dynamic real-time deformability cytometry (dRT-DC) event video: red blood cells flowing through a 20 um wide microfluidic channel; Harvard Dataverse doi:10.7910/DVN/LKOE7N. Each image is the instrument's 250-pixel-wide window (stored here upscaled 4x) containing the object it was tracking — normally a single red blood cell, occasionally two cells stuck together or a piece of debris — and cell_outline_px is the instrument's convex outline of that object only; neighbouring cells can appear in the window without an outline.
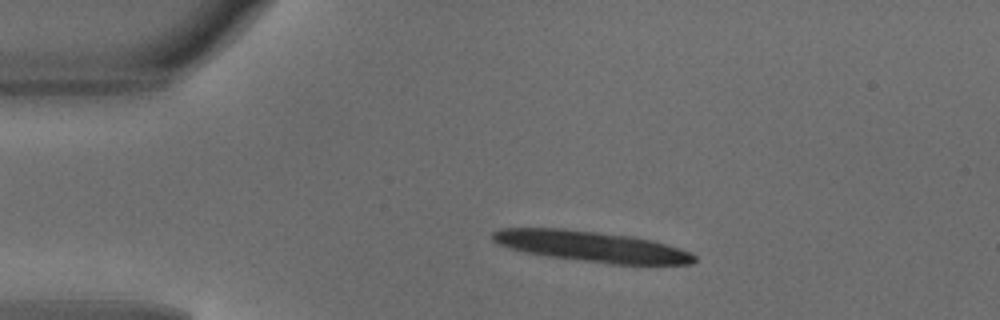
{"species": "common noctule bat (a hibernating species)", "species_latin": "Nyctalus noctula", "temperature_condition": "warm", "stored_images_in_passage": 23, "camera_frame_rate_fps": 3000, "um_per_image_px": 0.085, "animal": {"sex": "male", "body_mass_g": 18.8}, "frame": {"image": 1, "passage_image": 1, "time_ms": 0.0, "image_size_px": [1000, 320], "cell_outline_px": [[696, 260], [692, 264], [608, 264], [548, 256], [524, 252], [508, 248], [496, 244], [492, 240], [492, 232], [500, 228], [564, 228], [632, 236], [652, 240], [680, 248], [692, 252], [696, 256]], "centroid_in_image_um": [50.25, 20.94], "position_along_channel_um": 34.7, "area_um2": 36.3}}
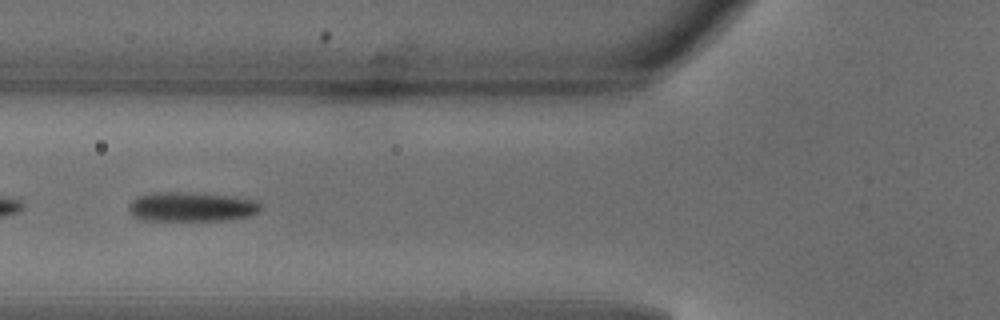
{"frame": {"image": 2, "passage_image": 10, "time_ms": 3.0, "image_size_px": [1000, 320], "cell_outline_px": [[260, 212], [252, 216], [224, 220], [144, 220], [132, 216], [128, 208], [128, 204], [136, 196], [152, 192], [184, 192], [228, 196], [256, 200], [260, 204]], "centroid_in_image_um": [16.24, 17.58], "position_along_channel_um": 109.6, "area_um2": 22.72}}
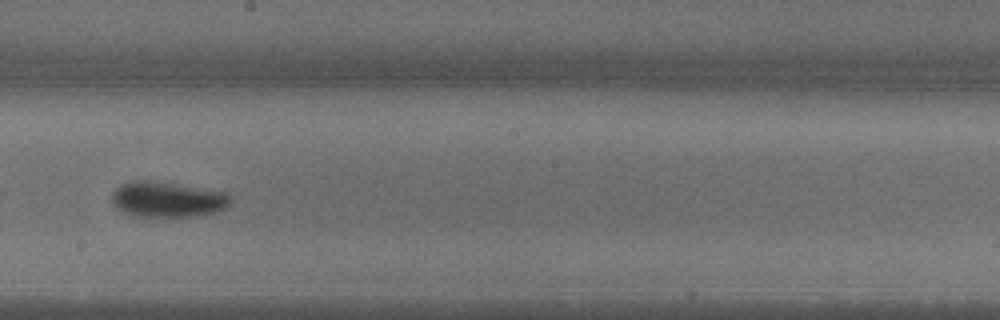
{"frame": {"image": 3, "passage_image": 19, "time_ms": 6.0, "image_size_px": [1000, 320], "cell_outline_px": [[232, 200], [224, 208], [216, 212], [192, 216], [132, 216], [120, 212], [112, 204], [112, 192], [116, 188], [132, 180], [156, 180], [228, 192]], "centroid_in_image_um": [14.21, 16.94], "position_along_channel_um": 234.0, "area_um2": 24.85}}